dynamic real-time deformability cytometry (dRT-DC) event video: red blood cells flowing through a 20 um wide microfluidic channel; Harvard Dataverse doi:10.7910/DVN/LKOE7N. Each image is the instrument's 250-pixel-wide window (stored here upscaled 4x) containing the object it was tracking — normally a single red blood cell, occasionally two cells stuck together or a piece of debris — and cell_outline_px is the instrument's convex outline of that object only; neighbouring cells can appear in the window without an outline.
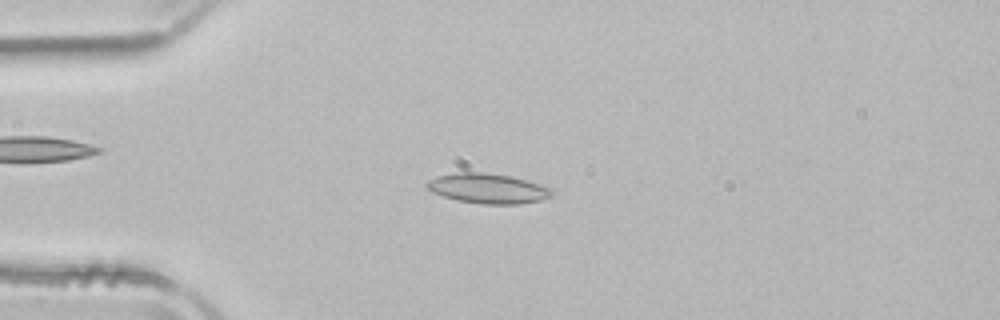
{"species": "common noctule bat (a hibernating species)", "species_latin": "Nyctalus noctula", "temperature_condition": "room temperature", "stored_images_in_passage": 51, "camera_frame_rate_fps": 3000, "um_per_image_px": 0.085, "animal": {"sex": "male", "body_mass_g": 21.5, "forearm_length_mm": 52.0}, "frame": {"image": 1, "passage_image": 12, "time_ms": 3.667, "image_size_px": [1000, 320], "cell_outline_px": [[556, 192], [552, 196], [540, 200], [520, 204], [484, 204], [456, 200], [432, 192], [424, 184], [428, 180], [436, 176], [460, 172], [484, 172], [512, 176], [540, 184], [552, 188]], "centroid_in_image_um": [41.49, 16.01], "position_along_channel_um": 43.5, "area_um2": 21.96}}
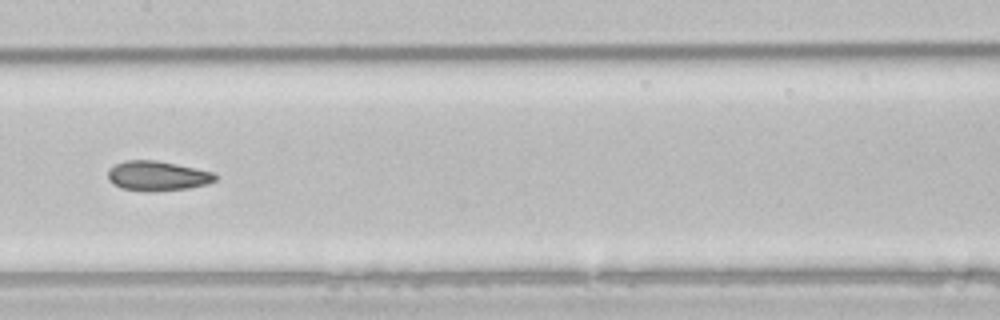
{"frame": {"image": 2, "passage_image": 25, "time_ms": 8.0, "image_size_px": [1000, 320], "cell_outline_px": [[216, 180], [208, 184], [188, 188], [148, 192], [144, 192], [120, 188], [112, 184], [108, 180], [108, 172], [116, 164], [124, 160], [156, 160], [176, 164], [212, 172], [216, 176]], "centroid_in_image_um": [13.34, 14.96], "position_along_channel_um": 194.1, "area_um2": 18.61}}
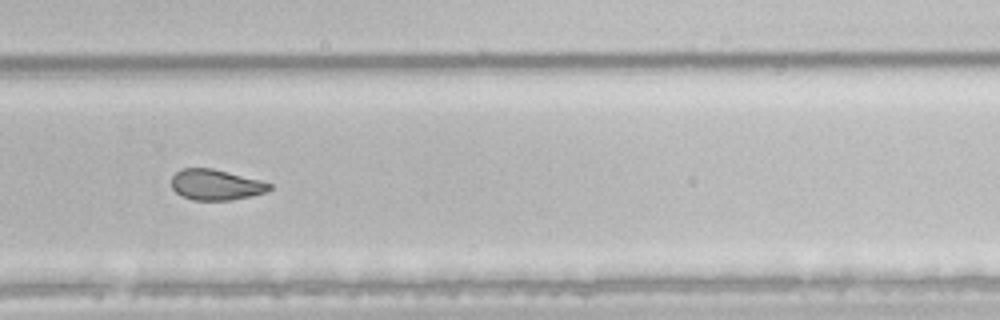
{"frame": {"image": 3, "passage_image": 34, "time_ms": 11.0, "image_size_px": [1000, 320], "cell_outline_px": [[272, 188], [268, 192], [252, 196], [232, 200], [192, 200], [176, 192], [172, 188], [172, 176], [176, 172], [184, 168], [212, 168], [260, 180], [272, 184]], "centroid_in_image_um": [18.38, 15.71], "position_along_channel_um": 311.4, "area_um2": 17.51}, "authors_computed_cell_mechanics": {"area_um2": 20.1144, "velocity_mm_per_s": 3.945, "shape_relaxation_time_tau1_ms": 10.5458, "shape_relaxation_time_tau2_ms": 2.173, "deformation_change_tau1": 0.1774, "deformation_change_tau2": 0.0809}}